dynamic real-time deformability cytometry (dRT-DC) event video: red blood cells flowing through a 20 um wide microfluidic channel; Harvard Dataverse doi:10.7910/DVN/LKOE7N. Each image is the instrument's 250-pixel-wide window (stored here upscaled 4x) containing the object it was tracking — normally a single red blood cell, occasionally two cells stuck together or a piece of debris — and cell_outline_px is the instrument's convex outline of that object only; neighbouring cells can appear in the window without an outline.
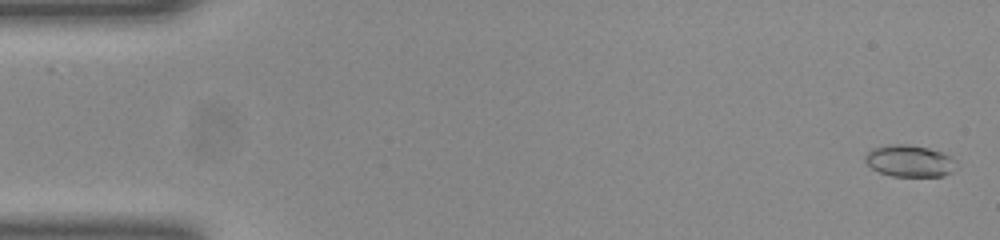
{"species": "common noctule bat (a hibernating species)", "species_latin": "Nyctalus noctula", "temperature_condition": "room temperature", "stored_images_in_passage": 53, "camera_frame_rate_fps": 3000, "um_per_image_px": 0.085, "animal": {"sex": "female", "body_mass_g": 23.0, "forearm_length_mm": 53.4}, "frame": {"image": 1, "passage_image": 2, "time_ms": 0.333, "image_size_px": [1000, 240], "cell_outline_px": [[956, 160], [952, 172], [940, 176], [892, 176], [880, 172], [872, 168], [864, 160], [864, 156], [872, 148], [888, 144], [908, 144], [928, 148], [940, 152]], "centroid_in_image_um": [77.27, 13.67], "position_along_channel_um": 7.7, "area_um2": 16.7}}
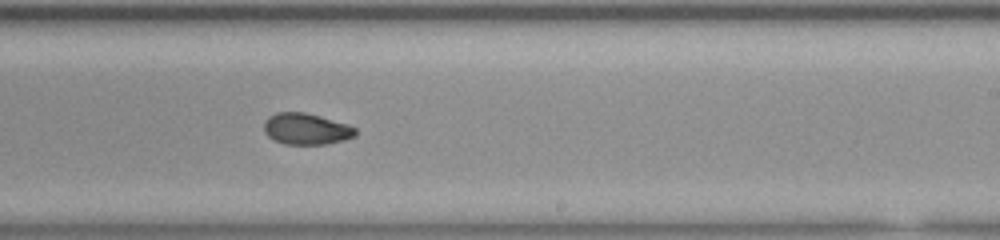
{"frame": {"image": 2, "passage_image": 32, "time_ms": 10.333, "image_size_px": [1000, 240], "cell_outline_px": [[356, 136], [344, 140], [324, 144], [284, 144], [268, 136], [264, 132], [264, 120], [268, 116], [276, 112], [304, 112], [320, 116], [348, 124], [356, 128]], "centroid_in_image_um": [26.02, 10.95], "position_along_channel_um": 263.0, "area_um2": 16.76}}
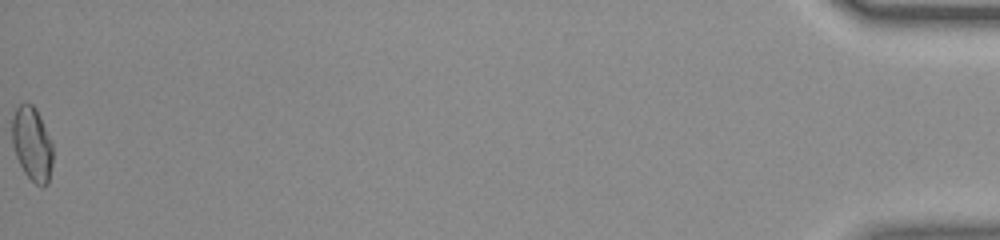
{"frame": {"image": 3, "passage_image": 53, "time_ms": 17.333, "image_size_px": [1000, 240], "cell_outline_px": [[52, 164], [48, 184], [36, 184], [24, 172], [16, 156], [12, 144], [12, 116], [16, 108], [24, 100], [32, 104], [36, 108], [40, 116], [52, 144]], "centroid_in_image_um": [2.71, 12.18], "position_along_channel_um": 432.5, "area_um2": 17.51}, "authors_computed_cell_mechanics": {"area_um2": 17.1666, "velocity_mm_per_s": 3.9335, "shape_relaxation_time_tau1_ms": 5.8708, "shape_relaxation_time_tau2_ms": 2.0866, "deformation_change_tau1": 0.1502, "deformation_change_tau2": 0.0549}}